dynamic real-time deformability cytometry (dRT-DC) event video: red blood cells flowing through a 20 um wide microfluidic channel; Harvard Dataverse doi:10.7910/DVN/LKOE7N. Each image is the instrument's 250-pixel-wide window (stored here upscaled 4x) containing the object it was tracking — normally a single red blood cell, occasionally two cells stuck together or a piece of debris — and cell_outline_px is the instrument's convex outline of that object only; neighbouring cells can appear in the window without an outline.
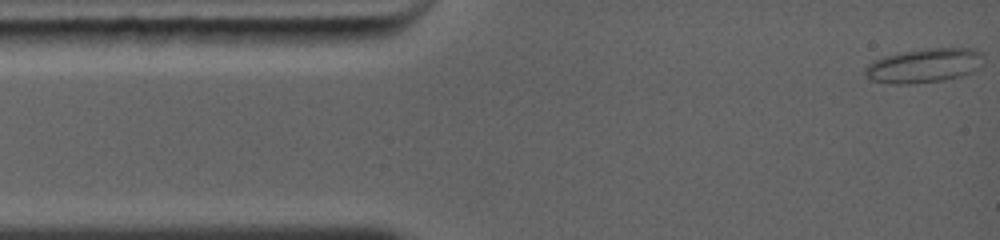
{"species": "common noctule bat (a hibernating species)", "species_latin": "Nyctalus noctula", "temperature_condition": "warm", "stored_images_in_passage": 45, "camera_frame_rate_fps": 5000, "um_per_image_px": 0.085, "animal": {"sex": "female", "body_mass_g": 19.0, "forearm_length_mm": 56.7}, "frame": {"image": 1, "passage_image": 1, "time_ms": 0.0, "image_size_px": [1000, 240], "cell_outline_px": [[976, 52], [968, 72], [956, 76], [940, 80], [908, 84], [900, 84], [872, 80], [868, 76], [868, 68], [876, 60], [888, 56], [936, 48], [968, 48]], "centroid_in_image_um": [78.39, 5.6], "position_along_channel_um": 6.6, "area_um2": 20.92}}
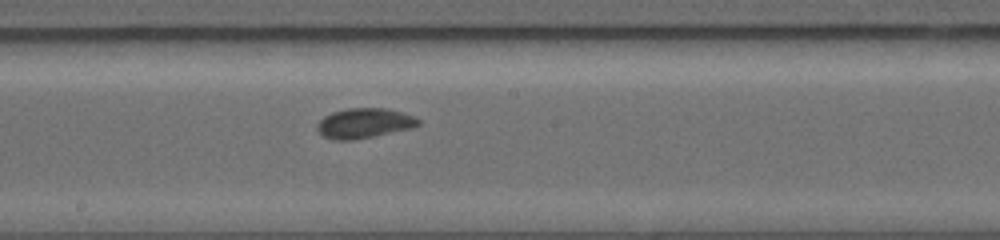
{"frame": {"image": 2, "passage_image": 21, "time_ms": 6.6, "image_size_px": [1000, 240], "cell_outline_px": [[420, 124], [408, 128], [372, 136], [352, 140], [332, 140], [324, 136], [316, 128], [320, 120], [324, 116], [332, 112], [348, 108], [380, 108], [400, 112], [412, 116], [420, 120]], "centroid_in_image_um": [30.89, 10.47], "position_along_channel_um": 217.3, "area_um2": 17.17}}
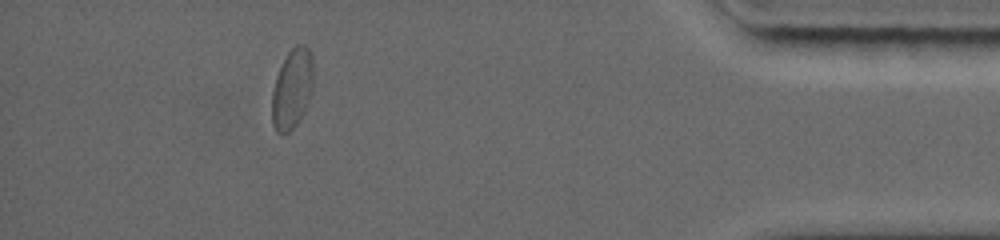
{"frame": {"image": 3, "passage_image": 39, "time_ms": 12.4, "image_size_px": [1000, 240], "cell_outline_px": [[312, 76], [300, 116], [296, 124], [288, 132], [280, 136], [276, 132], [272, 124], [272, 92], [276, 76], [288, 52], [296, 44], [304, 44], [308, 48], [312, 64]], "centroid_in_image_um": [24.75, 7.55], "position_along_channel_um": 410.5, "area_um2": 18.26}, "authors_computed_cell_mechanics": {"area_um2": 16.9932, "velocity_mm_per_s": 4.2979, "shape_relaxation_time_tau1_ms": 5.1132, "shape_relaxation_time_tau2_ms": 1.0921, "deformation_change_tau1": 0.1433, "deformation_change_tau2": 0.0457}}